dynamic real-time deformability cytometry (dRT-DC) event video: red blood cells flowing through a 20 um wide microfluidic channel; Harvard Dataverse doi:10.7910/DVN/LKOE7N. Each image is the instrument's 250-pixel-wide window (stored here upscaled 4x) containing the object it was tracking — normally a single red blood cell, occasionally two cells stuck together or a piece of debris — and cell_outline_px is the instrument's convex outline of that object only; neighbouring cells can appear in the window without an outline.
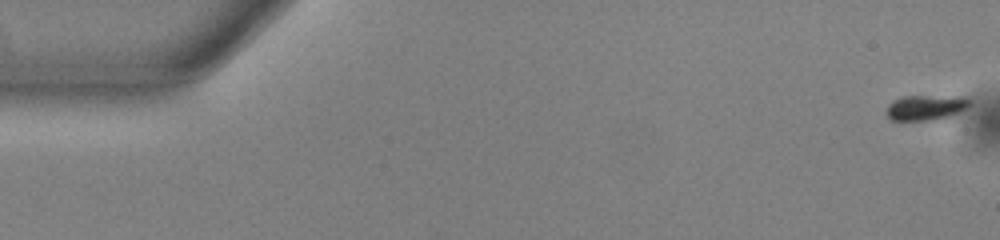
{"species": "common noctule bat (a hibernating species)", "species_latin": "Nyctalus noctula", "temperature_condition": "warm", "stored_images_in_passage": 53, "camera_frame_rate_fps": 3000, "um_per_image_px": 0.085, "animal": {"sex": "male", "body_mass_g": 13.0, "forearm_length_mm": 53.1}, "frame": {"image": 1, "passage_image": 1, "time_ms": 0.0, "image_size_px": [1000, 240], "cell_outline_px": [[972, 104], [968, 108], [960, 112], [948, 116], [932, 120], [888, 120], [888, 104], [892, 100], [900, 96], [972, 96]], "centroid_in_image_um": [78.77, 9.11], "position_along_channel_um": 6.2, "area_um2": 12.54}}
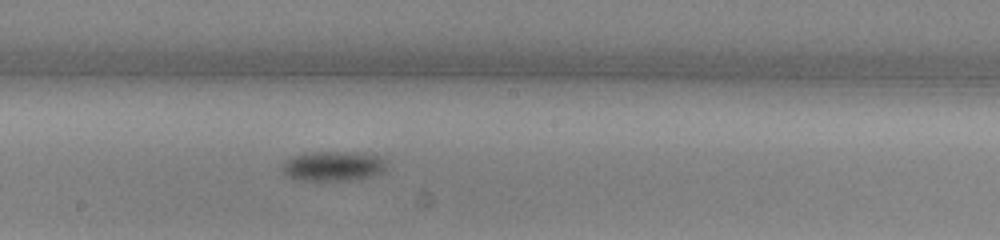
{"frame": {"image": 2, "passage_image": 29, "time_ms": 9.333, "image_size_px": [1000, 240], "cell_outline_px": [[388, 168], [384, 172], [372, 176], [344, 180], [292, 180], [280, 172], [280, 164], [284, 160], [292, 156], [304, 152], [364, 152], [380, 156], [388, 160]], "centroid_in_image_um": [28.29, 14.1], "position_along_channel_um": 219.9, "area_um2": 18.9}}
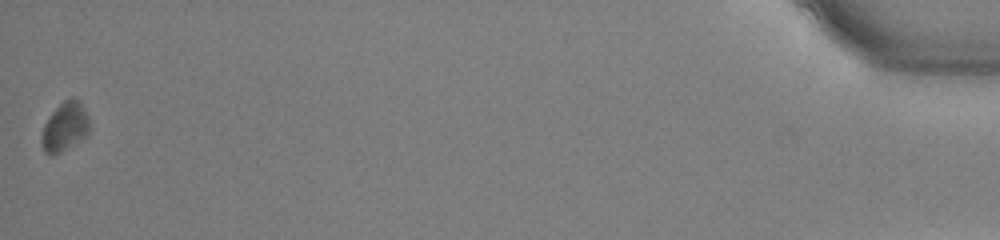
{"frame": {"image": 3, "passage_image": 53, "time_ms": 17.333, "image_size_px": [1000, 240], "cell_outline_px": [[88, 132], [84, 136], [60, 152], [44, 152], [40, 140], [44, 124], [52, 112], [64, 100], [72, 96], [76, 96], [80, 100], [88, 116]], "centroid_in_image_um": [5.51, 10.7], "position_along_channel_um": 429.7, "area_um2": 13.29}, "authors_computed_cell_mechanics": {"area_um2": 14.8546, "velocity_mm_per_s": 3.8932, "shape_relaxation_time_tau1_ms": 0.788, "shape_relaxation_time_tau2_ms": null, "deformation_change_tau1": 0.0813, "deformation_change_tau2": null}}